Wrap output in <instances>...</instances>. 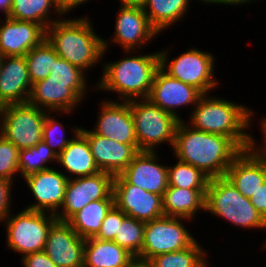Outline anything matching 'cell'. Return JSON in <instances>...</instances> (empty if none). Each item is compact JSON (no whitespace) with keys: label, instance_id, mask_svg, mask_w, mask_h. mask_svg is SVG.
Masks as SVG:
<instances>
[{"label":"cell","instance_id":"cell-1","mask_svg":"<svg viewBox=\"0 0 266 267\" xmlns=\"http://www.w3.org/2000/svg\"><path fill=\"white\" fill-rule=\"evenodd\" d=\"M180 120L175 131L174 153L180 161L200 169L209 178L223 177L242 150L228 137L188 128Z\"/></svg>","mask_w":266,"mask_h":267},{"label":"cell","instance_id":"cell-2","mask_svg":"<svg viewBox=\"0 0 266 267\" xmlns=\"http://www.w3.org/2000/svg\"><path fill=\"white\" fill-rule=\"evenodd\" d=\"M46 39L59 58L82 71L97 63L107 49V42L94 33L91 23L85 17L56 20L46 29Z\"/></svg>","mask_w":266,"mask_h":267},{"label":"cell","instance_id":"cell-3","mask_svg":"<svg viewBox=\"0 0 266 267\" xmlns=\"http://www.w3.org/2000/svg\"><path fill=\"white\" fill-rule=\"evenodd\" d=\"M206 97V98H205ZM203 94L191 115V127L230 138L242 151L250 149L252 137L244 132L250 124L248 108Z\"/></svg>","mask_w":266,"mask_h":267},{"label":"cell","instance_id":"cell-4","mask_svg":"<svg viewBox=\"0 0 266 267\" xmlns=\"http://www.w3.org/2000/svg\"><path fill=\"white\" fill-rule=\"evenodd\" d=\"M159 67L158 52L107 63L98 88L122 94L121 98L127 102L135 100L138 96L142 99L148 98L154 75Z\"/></svg>","mask_w":266,"mask_h":267},{"label":"cell","instance_id":"cell-5","mask_svg":"<svg viewBox=\"0 0 266 267\" xmlns=\"http://www.w3.org/2000/svg\"><path fill=\"white\" fill-rule=\"evenodd\" d=\"M205 211L228 219L242 228H266V220L250 199L243 196L225 176L209 179Z\"/></svg>","mask_w":266,"mask_h":267},{"label":"cell","instance_id":"cell-6","mask_svg":"<svg viewBox=\"0 0 266 267\" xmlns=\"http://www.w3.org/2000/svg\"><path fill=\"white\" fill-rule=\"evenodd\" d=\"M140 151L155 152V145L169 141L174 145L175 131L180 120L153 104L148 98L129 101Z\"/></svg>","mask_w":266,"mask_h":267},{"label":"cell","instance_id":"cell-7","mask_svg":"<svg viewBox=\"0 0 266 267\" xmlns=\"http://www.w3.org/2000/svg\"><path fill=\"white\" fill-rule=\"evenodd\" d=\"M42 110L29 102L0 107V134L19 150L35 146L42 141L43 124L47 115Z\"/></svg>","mask_w":266,"mask_h":267},{"label":"cell","instance_id":"cell-8","mask_svg":"<svg viewBox=\"0 0 266 267\" xmlns=\"http://www.w3.org/2000/svg\"><path fill=\"white\" fill-rule=\"evenodd\" d=\"M45 213L25 209L15 216H6L7 243L10 249L24 256L44 251L48 231L57 220L54 214L47 217Z\"/></svg>","mask_w":266,"mask_h":267},{"label":"cell","instance_id":"cell-9","mask_svg":"<svg viewBox=\"0 0 266 267\" xmlns=\"http://www.w3.org/2000/svg\"><path fill=\"white\" fill-rule=\"evenodd\" d=\"M181 217L163 216L145 223L142 250L137 258L150 260L156 255L183 250L196 240L186 230Z\"/></svg>","mask_w":266,"mask_h":267},{"label":"cell","instance_id":"cell-10","mask_svg":"<svg viewBox=\"0 0 266 267\" xmlns=\"http://www.w3.org/2000/svg\"><path fill=\"white\" fill-rule=\"evenodd\" d=\"M167 53L168 51L159 53L160 67L171 77L195 87L206 95L218 84L213 79L214 58L210 53L192 48L170 61V64L166 66Z\"/></svg>","mask_w":266,"mask_h":267},{"label":"cell","instance_id":"cell-11","mask_svg":"<svg viewBox=\"0 0 266 267\" xmlns=\"http://www.w3.org/2000/svg\"><path fill=\"white\" fill-rule=\"evenodd\" d=\"M114 176L100 171L92 176L69 178L62 204L63 212L56 214L59 221H68L75 213L92 201L114 199Z\"/></svg>","mask_w":266,"mask_h":267},{"label":"cell","instance_id":"cell-12","mask_svg":"<svg viewBox=\"0 0 266 267\" xmlns=\"http://www.w3.org/2000/svg\"><path fill=\"white\" fill-rule=\"evenodd\" d=\"M114 205L128 217L150 222L164 216L162 196L128 184L120 175L113 180Z\"/></svg>","mask_w":266,"mask_h":267},{"label":"cell","instance_id":"cell-13","mask_svg":"<svg viewBox=\"0 0 266 267\" xmlns=\"http://www.w3.org/2000/svg\"><path fill=\"white\" fill-rule=\"evenodd\" d=\"M84 245L85 239L67 221L56 220L48 231L44 252L57 267H83Z\"/></svg>","mask_w":266,"mask_h":267},{"label":"cell","instance_id":"cell-14","mask_svg":"<svg viewBox=\"0 0 266 267\" xmlns=\"http://www.w3.org/2000/svg\"><path fill=\"white\" fill-rule=\"evenodd\" d=\"M202 95L195 87L171 77L159 67L154 75L148 99L181 120L174 109L192 103L197 104Z\"/></svg>","mask_w":266,"mask_h":267},{"label":"cell","instance_id":"cell-15","mask_svg":"<svg viewBox=\"0 0 266 267\" xmlns=\"http://www.w3.org/2000/svg\"><path fill=\"white\" fill-rule=\"evenodd\" d=\"M80 132L87 138L94 161L100 171L119 175L140 152L138 144H123L85 129Z\"/></svg>","mask_w":266,"mask_h":267},{"label":"cell","instance_id":"cell-16","mask_svg":"<svg viewBox=\"0 0 266 267\" xmlns=\"http://www.w3.org/2000/svg\"><path fill=\"white\" fill-rule=\"evenodd\" d=\"M30 187L36 204L30 205L27 210L57 214L64 201L65 189L69 176L55 169H46L24 178ZM47 208V210H46ZM52 211V212H51Z\"/></svg>","mask_w":266,"mask_h":267},{"label":"cell","instance_id":"cell-17","mask_svg":"<svg viewBox=\"0 0 266 267\" xmlns=\"http://www.w3.org/2000/svg\"><path fill=\"white\" fill-rule=\"evenodd\" d=\"M156 153L140 151L119 174L128 184L163 196L168 187V167L156 163Z\"/></svg>","mask_w":266,"mask_h":267},{"label":"cell","instance_id":"cell-18","mask_svg":"<svg viewBox=\"0 0 266 267\" xmlns=\"http://www.w3.org/2000/svg\"><path fill=\"white\" fill-rule=\"evenodd\" d=\"M0 26V53L3 56H25L46 39V29L35 22L6 18Z\"/></svg>","mask_w":266,"mask_h":267},{"label":"cell","instance_id":"cell-19","mask_svg":"<svg viewBox=\"0 0 266 267\" xmlns=\"http://www.w3.org/2000/svg\"><path fill=\"white\" fill-rule=\"evenodd\" d=\"M31 89L25 57L3 56L0 69V107L28 102Z\"/></svg>","mask_w":266,"mask_h":267},{"label":"cell","instance_id":"cell-20","mask_svg":"<svg viewBox=\"0 0 266 267\" xmlns=\"http://www.w3.org/2000/svg\"><path fill=\"white\" fill-rule=\"evenodd\" d=\"M98 119L93 133L123 144H138L129 101L103 102Z\"/></svg>","mask_w":266,"mask_h":267},{"label":"cell","instance_id":"cell-21","mask_svg":"<svg viewBox=\"0 0 266 267\" xmlns=\"http://www.w3.org/2000/svg\"><path fill=\"white\" fill-rule=\"evenodd\" d=\"M115 34L112 41L121 44L126 52L134 50V46L150 40L158 32L151 26L144 9L140 5H122L117 15ZM131 49V50H130Z\"/></svg>","mask_w":266,"mask_h":267},{"label":"cell","instance_id":"cell-22","mask_svg":"<svg viewBox=\"0 0 266 267\" xmlns=\"http://www.w3.org/2000/svg\"><path fill=\"white\" fill-rule=\"evenodd\" d=\"M225 177L246 198L266 181V165L250 148L243 150L228 167Z\"/></svg>","mask_w":266,"mask_h":267},{"label":"cell","instance_id":"cell-23","mask_svg":"<svg viewBox=\"0 0 266 267\" xmlns=\"http://www.w3.org/2000/svg\"><path fill=\"white\" fill-rule=\"evenodd\" d=\"M81 98L70 88V82L37 81L32 84L28 102L38 108L70 112Z\"/></svg>","mask_w":266,"mask_h":267},{"label":"cell","instance_id":"cell-24","mask_svg":"<svg viewBox=\"0 0 266 267\" xmlns=\"http://www.w3.org/2000/svg\"><path fill=\"white\" fill-rule=\"evenodd\" d=\"M76 138L72 139L63 151L57 156L59 164L73 175L78 177L92 176L100 172L97 167L89 142L80 132L81 128L74 129Z\"/></svg>","mask_w":266,"mask_h":267},{"label":"cell","instance_id":"cell-25","mask_svg":"<svg viewBox=\"0 0 266 267\" xmlns=\"http://www.w3.org/2000/svg\"><path fill=\"white\" fill-rule=\"evenodd\" d=\"M206 191L168 186L162 196L164 216L193 218L198 209L205 210Z\"/></svg>","mask_w":266,"mask_h":267},{"label":"cell","instance_id":"cell-26","mask_svg":"<svg viewBox=\"0 0 266 267\" xmlns=\"http://www.w3.org/2000/svg\"><path fill=\"white\" fill-rule=\"evenodd\" d=\"M134 256L114 241L85 239L83 267H126Z\"/></svg>","mask_w":266,"mask_h":267},{"label":"cell","instance_id":"cell-27","mask_svg":"<svg viewBox=\"0 0 266 267\" xmlns=\"http://www.w3.org/2000/svg\"><path fill=\"white\" fill-rule=\"evenodd\" d=\"M113 206L114 199L92 201L67 222L82 239L95 237L101 228L102 221Z\"/></svg>","mask_w":266,"mask_h":267},{"label":"cell","instance_id":"cell-28","mask_svg":"<svg viewBox=\"0 0 266 267\" xmlns=\"http://www.w3.org/2000/svg\"><path fill=\"white\" fill-rule=\"evenodd\" d=\"M189 3V0H146L142 7L151 26L160 32L181 19Z\"/></svg>","mask_w":266,"mask_h":267},{"label":"cell","instance_id":"cell-29","mask_svg":"<svg viewBox=\"0 0 266 267\" xmlns=\"http://www.w3.org/2000/svg\"><path fill=\"white\" fill-rule=\"evenodd\" d=\"M51 6L56 9L59 15H62L59 10L56 0H13L9 18L19 21H31L42 25L45 29L51 26L55 21L49 22L48 13Z\"/></svg>","mask_w":266,"mask_h":267},{"label":"cell","instance_id":"cell-30","mask_svg":"<svg viewBox=\"0 0 266 267\" xmlns=\"http://www.w3.org/2000/svg\"><path fill=\"white\" fill-rule=\"evenodd\" d=\"M31 83L46 79L59 58L53 46L45 39L25 56Z\"/></svg>","mask_w":266,"mask_h":267},{"label":"cell","instance_id":"cell-31","mask_svg":"<svg viewBox=\"0 0 266 267\" xmlns=\"http://www.w3.org/2000/svg\"><path fill=\"white\" fill-rule=\"evenodd\" d=\"M204 250L195 241L191 246L175 252L154 256L149 261L153 267H206Z\"/></svg>","mask_w":266,"mask_h":267},{"label":"cell","instance_id":"cell-32","mask_svg":"<svg viewBox=\"0 0 266 267\" xmlns=\"http://www.w3.org/2000/svg\"><path fill=\"white\" fill-rule=\"evenodd\" d=\"M57 154L42 140L35 146L28 149L19 150V164L20 173L25 178L28 175L49 169L44 163L50 161H57Z\"/></svg>","mask_w":266,"mask_h":267},{"label":"cell","instance_id":"cell-33","mask_svg":"<svg viewBox=\"0 0 266 267\" xmlns=\"http://www.w3.org/2000/svg\"><path fill=\"white\" fill-rule=\"evenodd\" d=\"M209 179L200 169L180 160L173 167H168V186L207 189Z\"/></svg>","mask_w":266,"mask_h":267},{"label":"cell","instance_id":"cell-34","mask_svg":"<svg viewBox=\"0 0 266 267\" xmlns=\"http://www.w3.org/2000/svg\"><path fill=\"white\" fill-rule=\"evenodd\" d=\"M144 227L145 222L126 216L122 223H119L118 233L113 241L134 257H138L142 250Z\"/></svg>","mask_w":266,"mask_h":267},{"label":"cell","instance_id":"cell-35","mask_svg":"<svg viewBox=\"0 0 266 267\" xmlns=\"http://www.w3.org/2000/svg\"><path fill=\"white\" fill-rule=\"evenodd\" d=\"M85 74L77 66L58 58L52 67V71L46 79L40 81L70 82V88L80 97L86 92Z\"/></svg>","mask_w":266,"mask_h":267},{"label":"cell","instance_id":"cell-36","mask_svg":"<svg viewBox=\"0 0 266 267\" xmlns=\"http://www.w3.org/2000/svg\"><path fill=\"white\" fill-rule=\"evenodd\" d=\"M19 149L0 134V178L12 181L19 171Z\"/></svg>","mask_w":266,"mask_h":267},{"label":"cell","instance_id":"cell-37","mask_svg":"<svg viewBox=\"0 0 266 267\" xmlns=\"http://www.w3.org/2000/svg\"><path fill=\"white\" fill-rule=\"evenodd\" d=\"M49 113H47L46 117H45V122L43 124V132H42V140L57 154L59 155L63 149L68 145V143L72 140V139H66V137H61L59 136L57 137V133L59 132V127L63 128V124L59 123V121L54 120V118H50V116L48 115ZM58 131V132H57ZM63 131V135H64V130ZM57 132V133H56ZM56 135V137H54ZM57 147V151L56 149H53L54 147Z\"/></svg>","mask_w":266,"mask_h":267},{"label":"cell","instance_id":"cell-38","mask_svg":"<svg viewBox=\"0 0 266 267\" xmlns=\"http://www.w3.org/2000/svg\"><path fill=\"white\" fill-rule=\"evenodd\" d=\"M126 216L127 215L122 210L114 205L102 221L101 228L94 238L113 241L115 235L118 233L119 223H122Z\"/></svg>","mask_w":266,"mask_h":267},{"label":"cell","instance_id":"cell-39","mask_svg":"<svg viewBox=\"0 0 266 267\" xmlns=\"http://www.w3.org/2000/svg\"><path fill=\"white\" fill-rule=\"evenodd\" d=\"M22 258L25 267H57L44 251L30 253Z\"/></svg>","mask_w":266,"mask_h":267},{"label":"cell","instance_id":"cell-40","mask_svg":"<svg viewBox=\"0 0 266 267\" xmlns=\"http://www.w3.org/2000/svg\"><path fill=\"white\" fill-rule=\"evenodd\" d=\"M12 181H9L4 178H0V220H6V216L11 211L9 209L10 203V193Z\"/></svg>","mask_w":266,"mask_h":267},{"label":"cell","instance_id":"cell-41","mask_svg":"<svg viewBox=\"0 0 266 267\" xmlns=\"http://www.w3.org/2000/svg\"><path fill=\"white\" fill-rule=\"evenodd\" d=\"M256 210L266 220V181L249 198Z\"/></svg>","mask_w":266,"mask_h":267},{"label":"cell","instance_id":"cell-42","mask_svg":"<svg viewBox=\"0 0 266 267\" xmlns=\"http://www.w3.org/2000/svg\"><path fill=\"white\" fill-rule=\"evenodd\" d=\"M88 0H56L57 6L62 14H66L70 9Z\"/></svg>","mask_w":266,"mask_h":267},{"label":"cell","instance_id":"cell-43","mask_svg":"<svg viewBox=\"0 0 266 267\" xmlns=\"http://www.w3.org/2000/svg\"><path fill=\"white\" fill-rule=\"evenodd\" d=\"M264 121H262L261 125L263 126V134H264V146L261 147V149L259 148V150H257L255 147V141L252 138V146L251 149L255 152V154L265 163L266 165V119H263Z\"/></svg>","mask_w":266,"mask_h":267},{"label":"cell","instance_id":"cell-44","mask_svg":"<svg viewBox=\"0 0 266 267\" xmlns=\"http://www.w3.org/2000/svg\"><path fill=\"white\" fill-rule=\"evenodd\" d=\"M126 267H153V266L149 260H143L134 257V259Z\"/></svg>","mask_w":266,"mask_h":267},{"label":"cell","instance_id":"cell-45","mask_svg":"<svg viewBox=\"0 0 266 267\" xmlns=\"http://www.w3.org/2000/svg\"><path fill=\"white\" fill-rule=\"evenodd\" d=\"M13 0H0V9L4 10L5 17L9 18Z\"/></svg>","mask_w":266,"mask_h":267},{"label":"cell","instance_id":"cell-46","mask_svg":"<svg viewBox=\"0 0 266 267\" xmlns=\"http://www.w3.org/2000/svg\"><path fill=\"white\" fill-rule=\"evenodd\" d=\"M250 1H253V0H218L216 2L217 3H222V4H234V5H237V4H243V3H246V2H250Z\"/></svg>","mask_w":266,"mask_h":267},{"label":"cell","instance_id":"cell-47","mask_svg":"<svg viewBox=\"0 0 266 267\" xmlns=\"http://www.w3.org/2000/svg\"><path fill=\"white\" fill-rule=\"evenodd\" d=\"M122 5H140L142 6L146 0H120Z\"/></svg>","mask_w":266,"mask_h":267},{"label":"cell","instance_id":"cell-48","mask_svg":"<svg viewBox=\"0 0 266 267\" xmlns=\"http://www.w3.org/2000/svg\"><path fill=\"white\" fill-rule=\"evenodd\" d=\"M200 1H203V2L205 1V2H207V3H208V2H209V3H216L218 0H200Z\"/></svg>","mask_w":266,"mask_h":267},{"label":"cell","instance_id":"cell-49","mask_svg":"<svg viewBox=\"0 0 266 267\" xmlns=\"http://www.w3.org/2000/svg\"><path fill=\"white\" fill-rule=\"evenodd\" d=\"M3 55L0 53V69H1V61H2Z\"/></svg>","mask_w":266,"mask_h":267}]
</instances>
